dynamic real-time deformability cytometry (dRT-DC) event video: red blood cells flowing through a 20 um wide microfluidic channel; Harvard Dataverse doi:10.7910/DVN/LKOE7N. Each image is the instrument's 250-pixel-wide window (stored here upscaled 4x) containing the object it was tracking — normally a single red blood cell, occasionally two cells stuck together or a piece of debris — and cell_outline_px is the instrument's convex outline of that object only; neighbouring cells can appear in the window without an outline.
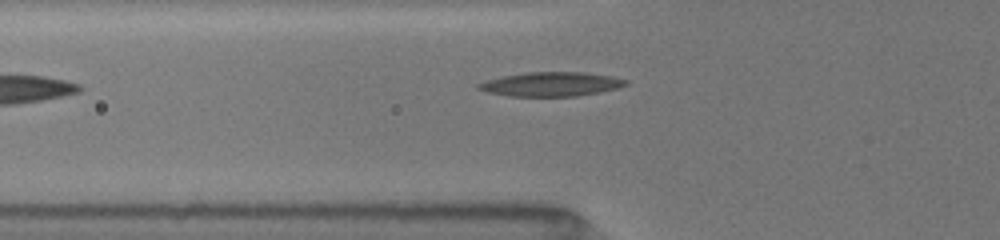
{"species": "common noctule bat (a hibernating species)", "species_latin": "Nyctalus noctula", "temperature_condition": "room temperature", "stored_images_in_passage": 33, "camera_frame_rate_fps": 3000, "um_per_image_px": 0.085, "animal": {"sex": "female", "body_mass_g": 19.5, "forearm_length_mm": 54.1}, "frame": {"image": 1, "passage_image": 2, "time_ms": 0.333, "image_size_px": [1000, 240], "cell_outline_px": [[628, 84], [616, 88], [600, 92], [576, 96], [508, 96], [488, 92], [476, 88], [476, 84], [488, 80], [504, 76], [528, 72], [580, 72], [612, 76], [628, 80]], "centroid_in_image_um": [46.85, 7.15], "position_along_channel_um": 79.0, "area_um2": 20.58}}
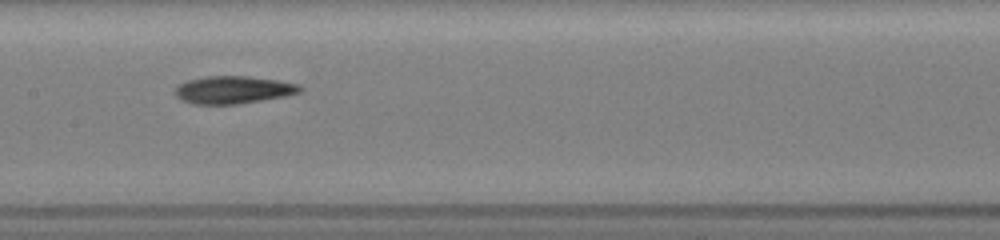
{"frame": {"image": 2, "passage_image": 13, "time_ms": 3.0, "image_size_px": [1000, 240], "cell_outline_px": [[304, 88], [300, 92], [284, 96], [236, 104], [192, 104], [180, 100], [172, 92], [176, 84], [188, 80], [204, 76], [248, 76], [276, 80], [300, 84]], "centroid_in_image_um": [19.75, 7.63], "position_along_channel_um": 187.6, "area_um2": 20.29}}
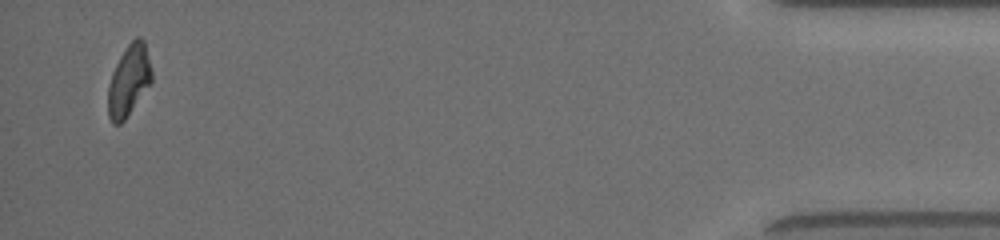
{"frame": {"image": 3, "passage_image": 33, "time_ms": 10.667, "image_size_px": [1000, 240], "cell_outline_px": [[152, 84], [124, 120], [120, 124], [112, 124], [108, 116], [108, 84], [112, 72], [120, 56], [128, 44], [136, 36], [140, 36], [144, 40], [152, 72]], "centroid_in_image_um": [10.96, 6.85], "position_along_channel_um": 424.2, "area_um2": 18.26}, "authors_computed_cell_mechanics": {"area_um2": 19.4786, "velocity_mm_per_s": 4.05, "shape_relaxation_time_tau1_ms": 5.8174, "shape_relaxation_time_tau2_ms": 6.0617, "deformation_change_tau1": 0.1938, "deformation_change_tau2": 0.1586}}